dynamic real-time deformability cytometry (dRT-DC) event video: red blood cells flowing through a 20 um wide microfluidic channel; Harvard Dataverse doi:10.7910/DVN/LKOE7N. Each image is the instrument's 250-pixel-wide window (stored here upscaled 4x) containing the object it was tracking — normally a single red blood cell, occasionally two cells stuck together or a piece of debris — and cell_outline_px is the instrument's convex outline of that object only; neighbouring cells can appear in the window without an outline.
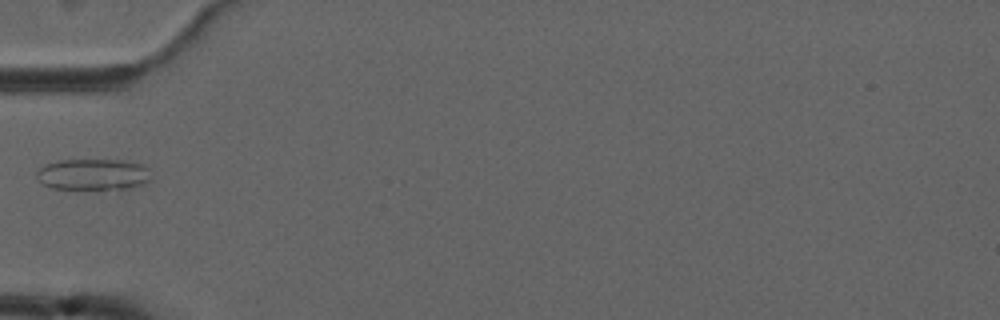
{"species": "common noctule bat (a hibernating species)", "species_latin": "Nyctalus noctula", "temperature_condition": "cold", "stored_images_in_passage": 5, "camera_frame_rate_fps": 3000, "um_per_image_px": 0.085, "animal": {"sex": "male", "forearm_length_mm": 52.5}, "frame": {"image": 1, "passage_image": 5, "time_ms": 5.667, "image_size_px": [1000, 320], "cell_outline_px": [[152, 180], [136, 188], [52, 188], [44, 184], [36, 176], [36, 172], [44, 164], [60, 160], [124, 160], [144, 164], [148, 168]], "centroid_in_image_um": [7.98, 14.81], "position_along_channel_um": 77.0, "area_um2": 20.87}}